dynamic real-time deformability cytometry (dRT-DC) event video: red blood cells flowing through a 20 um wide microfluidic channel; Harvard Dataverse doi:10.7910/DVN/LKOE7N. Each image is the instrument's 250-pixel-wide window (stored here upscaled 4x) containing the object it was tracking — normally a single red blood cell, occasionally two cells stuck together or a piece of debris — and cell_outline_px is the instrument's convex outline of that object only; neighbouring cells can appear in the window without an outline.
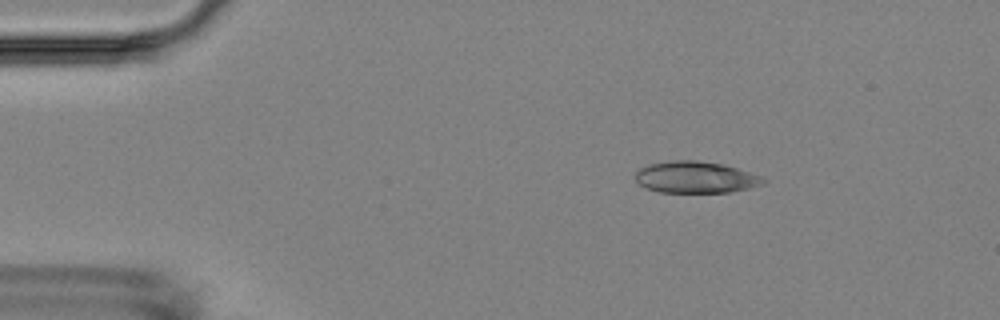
{"species": "Egyptian fruit bat (a non-hibernating species)", "species_latin": "Rousettus aegyptiacus", "temperature_condition": "room temperature", "stored_images_in_passage": 8, "camera_frame_rate_fps": 3000, "um_per_image_px": 0.085, "animal": {"sex": "female"}, "frame": {"image": 1, "passage_image": 1, "time_ms": 0.0, "image_size_px": [1000, 320], "cell_outline_px": [[768, 180], [764, 184], [748, 188], [728, 192], [660, 192], [648, 188], [640, 184], [636, 180], [636, 172], [640, 168], [648, 164], [676, 160], [696, 160], [724, 164], [760, 176]], "centroid_in_image_um": [59.14, 15.06], "position_along_channel_um": 25.9, "area_um2": 23.35}}
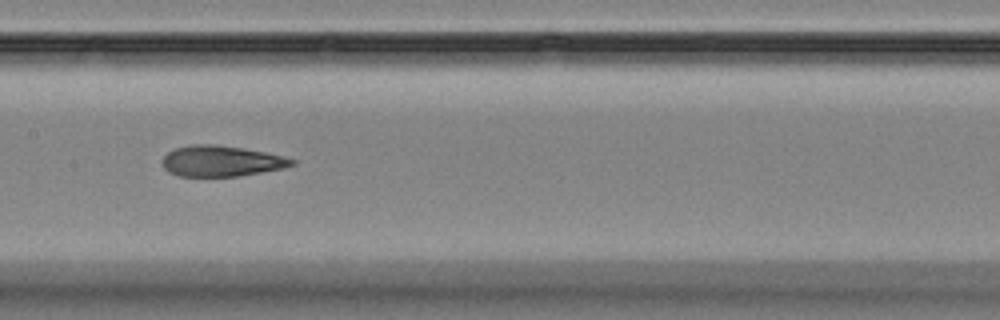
{"frame": {"image": 2, "passage_image": 6, "time_ms": 6.333, "image_size_px": [1000, 320], "cell_outline_px": [[296, 164], [284, 168], [240, 176], [180, 176], [168, 172], [164, 168], [160, 160], [168, 152], [176, 148], [192, 144], [212, 144], [240, 148], [264, 152], [296, 160]], "centroid_in_image_um": [18.77, 13.7], "position_along_channel_um": 188.6, "area_um2": 23.12}}
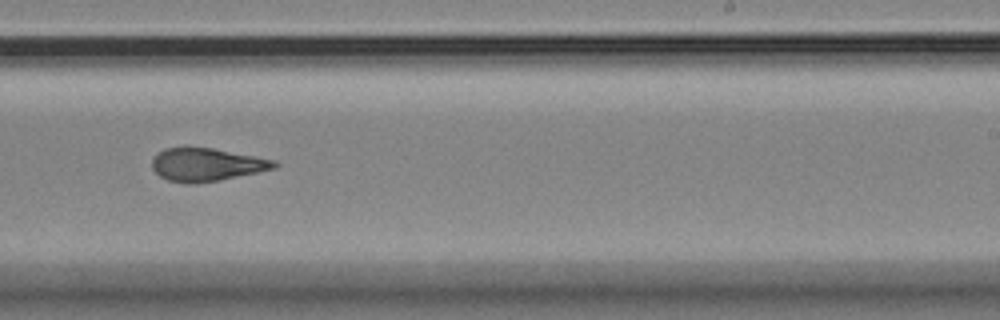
{"frame": {"image": 3, "passage_image": 8, "time_ms": 8.667, "image_size_px": [1000, 320], "cell_outline_px": [[280, 164], [276, 168], [220, 180], [196, 184], [184, 184], [168, 180], [160, 176], [152, 168], [152, 160], [156, 152], [164, 148], [212, 148], [276, 160]], "centroid_in_image_um": [17.55, 14.0], "position_along_channel_um": 271.4, "area_um2": 23.58}}